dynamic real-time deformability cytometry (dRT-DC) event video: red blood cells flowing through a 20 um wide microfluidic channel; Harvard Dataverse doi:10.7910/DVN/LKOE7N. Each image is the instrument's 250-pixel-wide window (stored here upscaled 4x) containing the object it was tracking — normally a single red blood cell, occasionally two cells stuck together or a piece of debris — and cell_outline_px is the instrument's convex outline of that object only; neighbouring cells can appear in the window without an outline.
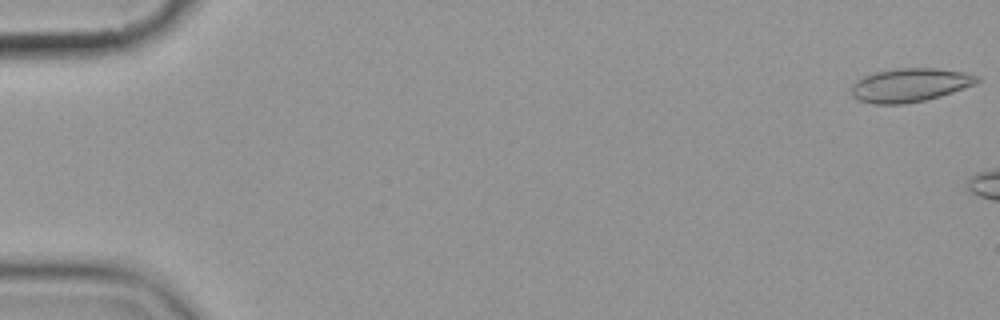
{"species": "common noctule bat (a hibernating species)", "species_latin": "Nyctalus noctula", "temperature_condition": "cold", "stored_images_in_passage": 5, "camera_frame_rate_fps": 3000, "um_per_image_px": 0.085, "animal": {"sex": "female", "body_mass_g": 19.9}, "frame": {"image": 1, "passage_image": 1, "time_ms": 0.0, "image_size_px": [1000, 320], "cell_outline_px": [[980, 80], [976, 84], [940, 96], [924, 100], [904, 104], [872, 104], [856, 100], [852, 96], [852, 84], [856, 80], [864, 76], [876, 72], [896, 68], [936, 68], [964, 72], [980, 76]], "centroid_in_image_um": [77.33, 7.23], "position_along_channel_um": 7.7, "area_um2": 24.74}}